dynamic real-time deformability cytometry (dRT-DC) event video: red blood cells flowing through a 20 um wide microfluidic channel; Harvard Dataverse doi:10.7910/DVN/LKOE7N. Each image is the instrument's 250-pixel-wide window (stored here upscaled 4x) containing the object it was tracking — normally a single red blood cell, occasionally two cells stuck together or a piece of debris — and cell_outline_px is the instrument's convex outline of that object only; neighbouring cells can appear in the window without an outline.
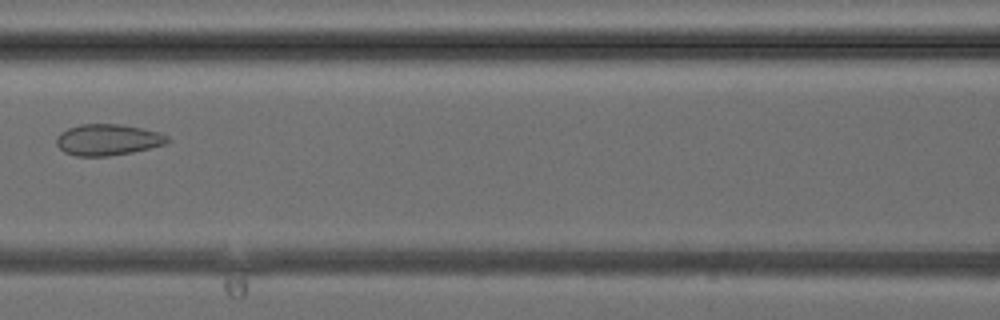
{"species": "common noctule bat (a hibernating species)", "species_latin": "Nyctalus noctula", "temperature_condition": "cold", "stored_images_in_passage": 33, "camera_frame_rate_fps": 3000, "um_per_image_px": 0.085, "animal": {"sex": "female", "body_mass_g": 24.6, "forearm_length_mm": 56.2}, "frame": {"image": 1, "passage_image": 13, "time_ms": 4.0, "image_size_px": [1000, 320], "cell_outline_px": [[172, 140], [168, 144], [132, 152], [108, 156], [76, 156], [64, 152], [56, 144], [56, 136], [60, 132], [68, 128], [80, 124], [120, 124], [160, 132], [168, 136]], "centroid_in_image_um": [9.18, 11.88], "position_along_channel_um": 157.4, "area_um2": 20.4}}
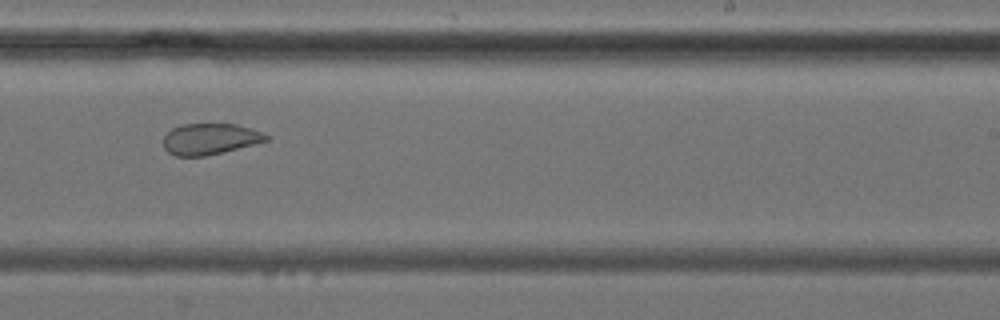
{"frame": {"image": 2, "passage_image": 20, "time_ms": 6.333, "image_size_px": [1000, 320], "cell_outline_px": [[272, 136], [268, 140], [204, 156], [176, 156], [168, 152], [164, 148], [164, 136], [172, 128], [180, 124], [236, 124], [252, 128]], "centroid_in_image_um": [17.84, 11.79], "position_along_channel_um": 271.2, "area_um2": 18.5}}
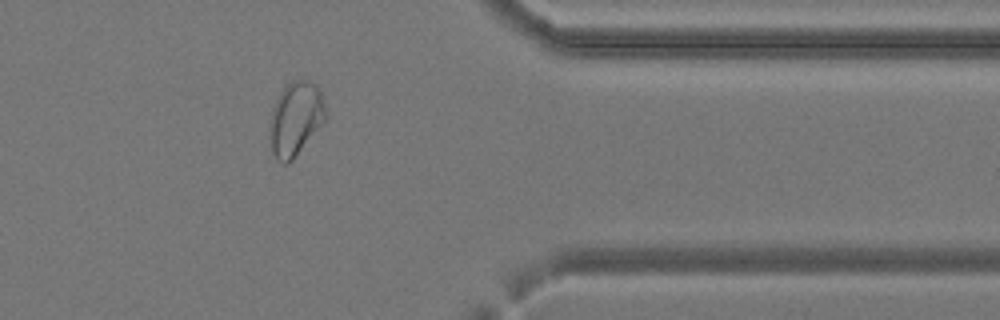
{"frame": {"image": 3, "passage_image": 28, "time_ms": 9.0, "image_size_px": [1000, 320], "cell_outline_px": [[324, 124], [292, 160], [288, 164], [284, 164], [276, 160], [272, 152], [268, 128], [272, 108], [284, 84], [292, 80], [308, 80], [316, 84], [320, 88], [324, 108]], "centroid_in_image_um": [25.09, 10.1], "position_along_channel_um": 386.3, "area_um2": 24.39}}